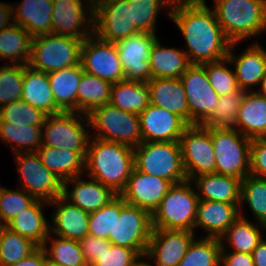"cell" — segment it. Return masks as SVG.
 Instances as JSON below:
<instances>
[{
	"label": "cell",
	"instance_id": "obj_57",
	"mask_svg": "<svg viewBox=\"0 0 266 266\" xmlns=\"http://www.w3.org/2000/svg\"><path fill=\"white\" fill-rule=\"evenodd\" d=\"M253 91H256L259 95L266 97V75L264 76V78L260 82L259 90L253 89Z\"/></svg>",
	"mask_w": 266,
	"mask_h": 266
},
{
	"label": "cell",
	"instance_id": "obj_39",
	"mask_svg": "<svg viewBox=\"0 0 266 266\" xmlns=\"http://www.w3.org/2000/svg\"><path fill=\"white\" fill-rule=\"evenodd\" d=\"M245 94V90L238 89L219 96L217 106L200 125L206 128L235 129L238 111Z\"/></svg>",
	"mask_w": 266,
	"mask_h": 266
},
{
	"label": "cell",
	"instance_id": "obj_56",
	"mask_svg": "<svg viewBox=\"0 0 266 266\" xmlns=\"http://www.w3.org/2000/svg\"><path fill=\"white\" fill-rule=\"evenodd\" d=\"M254 266H266V240L262 239L252 252Z\"/></svg>",
	"mask_w": 266,
	"mask_h": 266
},
{
	"label": "cell",
	"instance_id": "obj_4",
	"mask_svg": "<svg viewBox=\"0 0 266 266\" xmlns=\"http://www.w3.org/2000/svg\"><path fill=\"white\" fill-rule=\"evenodd\" d=\"M198 202L190 180L173 184L152 214V228L195 232Z\"/></svg>",
	"mask_w": 266,
	"mask_h": 266
},
{
	"label": "cell",
	"instance_id": "obj_35",
	"mask_svg": "<svg viewBox=\"0 0 266 266\" xmlns=\"http://www.w3.org/2000/svg\"><path fill=\"white\" fill-rule=\"evenodd\" d=\"M33 37L16 23L0 30V59L10 64L28 65L31 58Z\"/></svg>",
	"mask_w": 266,
	"mask_h": 266
},
{
	"label": "cell",
	"instance_id": "obj_30",
	"mask_svg": "<svg viewBox=\"0 0 266 266\" xmlns=\"http://www.w3.org/2000/svg\"><path fill=\"white\" fill-rule=\"evenodd\" d=\"M36 152L43 165L63 182L85 171L86 151L41 146Z\"/></svg>",
	"mask_w": 266,
	"mask_h": 266
},
{
	"label": "cell",
	"instance_id": "obj_53",
	"mask_svg": "<svg viewBox=\"0 0 266 266\" xmlns=\"http://www.w3.org/2000/svg\"><path fill=\"white\" fill-rule=\"evenodd\" d=\"M221 244V266H254V261L251 254L238 253L234 251L225 253L226 247L224 246V243Z\"/></svg>",
	"mask_w": 266,
	"mask_h": 266
},
{
	"label": "cell",
	"instance_id": "obj_29",
	"mask_svg": "<svg viewBox=\"0 0 266 266\" xmlns=\"http://www.w3.org/2000/svg\"><path fill=\"white\" fill-rule=\"evenodd\" d=\"M22 100L41 110L47 116L63 112L56 104L48 74L24 65Z\"/></svg>",
	"mask_w": 266,
	"mask_h": 266
},
{
	"label": "cell",
	"instance_id": "obj_59",
	"mask_svg": "<svg viewBox=\"0 0 266 266\" xmlns=\"http://www.w3.org/2000/svg\"><path fill=\"white\" fill-rule=\"evenodd\" d=\"M6 228L5 222L2 220L1 214H0V236L2 235L3 230Z\"/></svg>",
	"mask_w": 266,
	"mask_h": 266
},
{
	"label": "cell",
	"instance_id": "obj_1",
	"mask_svg": "<svg viewBox=\"0 0 266 266\" xmlns=\"http://www.w3.org/2000/svg\"><path fill=\"white\" fill-rule=\"evenodd\" d=\"M166 13L183 34L189 48L184 52L191 64L202 65L227 57L232 42L205 0L174 1Z\"/></svg>",
	"mask_w": 266,
	"mask_h": 266
},
{
	"label": "cell",
	"instance_id": "obj_32",
	"mask_svg": "<svg viewBox=\"0 0 266 266\" xmlns=\"http://www.w3.org/2000/svg\"><path fill=\"white\" fill-rule=\"evenodd\" d=\"M83 72L79 64L48 73L55 104L63 112H77V92Z\"/></svg>",
	"mask_w": 266,
	"mask_h": 266
},
{
	"label": "cell",
	"instance_id": "obj_42",
	"mask_svg": "<svg viewBox=\"0 0 266 266\" xmlns=\"http://www.w3.org/2000/svg\"><path fill=\"white\" fill-rule=\"evenodd\" d=\"M247 202L257 224L266 225V179L247 175L241 180L240 206Z\"/></svg>",
	"mask_w": 266,
	"mask_h": 266
},
{
	"label": "cell",
	"instance_id": "obj_48",
	"mask_svg": "<svg viewBox=\"0 0 266 266\" xmlns=\"http://www.w3.org/2000/svg\"><path fill=\"white\" fill-rule=\"evenodd\" d=\"M227 57L220 61L202 64L211 87L218 96L227 95L239 88L234 71L226 67Z\"/></svg>",
	"mask_w": 266,
	"mask_h": 266
},
{
	"label": "cell",
	"instance_id": "obj_28",
	"mask_svg": "<svg viewBox=\"0 0 266 266\" xmlns=\"http://www.w3.org/2000/svg\"><path fill=\"white\" fill-rule=\"evenodd\" d=\"M235 129L251 140L266 138V97L256 91L246 92L240 104Z\"/></svg>",
	"mask_w": 266,
	"mask_h": 266
},
{
	"label": "cell",
	"instance_id": "obj_22",
	"mask_svg": "<svg viewBox=\"0 0 266 266\" xmlns=\"http://www.w3.org/2000/svg\"><path fill=\"white\" fill-rule=\"evenodd\" d=\"M72 183L74 186L69 192L67 187ZM117 195L110 187L92 178L87 181L82 180L81 176H76L63 182L62 196L88 213L99 210Z\"/></svg>",
	"mask_w": 266,
	"mask_h": 266
},
{
	"label": "cell",
	"instance_id": "obj_7",
	"mask_svg": "<svg viewBox=\"0 0 266 266\" xmlns=\"http://www.w3.org/2000/svg\"><path fill=\"white\" fill-rule=\"evenodd\" d=\"M83 41L54 33L34 37L28 65L47 74L79 65Z\"/></svg>",
	"mask_w": 266,
	"mask_h": 266
},
{
	"label": "cell",
	"instance_id": "obj_51",
	"mask_svg": "<svg viewBox=\"0 0 266 266\" xmlns=\"http://www.w3.org/2000/svg\"><path fill=\"white\" fill-rule=\"evenodd\" d=\"M250 175L266 179V138L252 139L250 145Z\"/></svg>",
	"mask_w": 266,
	"mask_h": 266
},
{
	"label": "cell",
	"instance_id": "obj_14",
	"mask_svg": "<svg viewBox=\"0 0 266 266\" xmlns=\"http://www.w3.org/2000/svg\"><path fill=\"white\" fill-rule=\"evenodd\" d=\"M81 65L84 72L112 84L124 80V71L116 44L105 42L95 34L83 41Z\"/></svg>",
	"mask_w": 266,
	"mask_h": 266
},
{
	"label": "cell",
	"instance_id": "obj_31",
	"mask_svg": "<svg viewBox=\"0 0 266 266\" xmlns=\"http://www.w3.org/2000/svg\"><path fill=\"white\" fill-rule=\"evenodd\" d=\"M45 204L48 205L49 202L37 199L29 208L16 215L6 227L42 247L51 235L50 225L42 211Z\"/></svg>",
	"mask_w": 266,
	"mask_h": 266
},
{
	"label": "cell",
	"instance_id": "obj_17",
	"mask_svg": "<svg viewBox=\"0 0 266 266\" xmlns=\"http://www.w3.org/2000/svg\"><path fill=\"white\" fill-rule=\"evenodd\" d=\"M157 39L155 33L138 32L115 43L124 80L148 82L152 79L149 57Z\"/></svg>",
	"mask_w": 266,
	"mask_h": 266
},
{
	"label": "cell",
	"instance_id": "obj_54",
	"mask_svg": "<svg viewBox=\"0 0 266 266\" xmlns=\"http://www.w3.org/2000/svg\"><path fill=\"white\" fill-rule=\"evenodd\" d=\"M11 266H46V254L42 247H38L32 254Z\"/></svg>",
	"mask_w": 266,
	"mask_h": 266
},
{
	"label": "cell",
	"instance_id": "obj_46",
	"mask_svg": "<svg viewBox=\"0 0 266 266\" xmlns=\"http://www.w3.org/2000/svg\"><path fill=\"white\" fill-rule=\"evenodd\" d=\"M23 64L0 66V107L22 98Z\"/></svg>",
	"mask_w": 266,
	"mask_h": 266
},
{
	"label": "cell",
	"instance_id": "obj_25",
	"mask_svg": "<svg viewBox=\"0 0 266 266\" xmlns=\"http://www.w3.org/2000/svg\"><path fill=\"white\" fill-rule=\"evenodd\" d=\"M147 85L150 104L180 116L188 124L187 96L180 78H153Z\"/></svg>",
	"mask_w": 266,
	"mask_h": 266
},
{
	"label": "cell",
	"instance_id": "obj_40",
	"mask_svg": "<svg viewBox=\"0 0 266 266\" xmlns=\"http://www.w3.org/2000/svg\"><path fill=\"white\" fill-rule=\"evenodd\" d=\"M222 244L220 239L202 237L193 239L178 266H220Z\"/></svg>",
	"mask_w": 266,
	"mask_h": 266
},
{
	"label": "cell",
	"instance_id": "obj_26",
	"mask_svg": "<svg viewBox=\"0 0 266 266\" xmlns=\"http://www.w3.org/2000/svg\"><path fill=\"white\" fill-rule=\"evenodd\" d=\"M13 6L14 22L33 38L52 33L53 0H23Z\"/></svg>",
	"mask_w": 266,
	"mask_h": 266
},
{
	"label": "cell",
	"instance_id": "obj_47",
	"mask_svg": "<svg viewBox=\"0 0 266 266\" xmlns=\"http://www.w3.org/2000/svg\"><path fill=\"white\" fill-rule=\"evenodd\" d=\"M37 199L19 188L11 190L0 186V214L7 225L16 215L29 208Z\"/></svg>",
	"mask_w": 266,
	"mask_h": 266
},
{
	"label": "cell",
	"instance_id": "obj_61",
	"mask_svg": "<svg viewBox=\"0 0 266 266\" xmlns=\"http://www.w3.org/2000/svg\"><path fill=\"white\" fill-rule=\"evenodd\" d=\"M96 0H86L85 2H95Z\"/></svg>",
	"mask_w": 266,
	"mask_h": 266
},
{
	"label": "cell",
	"instance_id": "obj_43",
	"mask_svg": "<svg viewBox=\"0 0 266 266\" xmlns=\"http://www.w3.org/2000/svg\"><path fill=\"white\" fill-rule=\"evenodd\" d=\"M38 246L31 240L5 228L0 236V266H11L32 254Z\"/></svg>",
	"mask_w": 266,
	"mask_h": 266
},
{
	"label": "cell",
	"instance_id": "obj_24",
	"mask_svg": "<svg viewBox=\"0 0 266 266\" xmlns=\"http://www.w3.org/2000/svg\"><path fill=\"white\" fill-rule=\"evenodd\" d=\"M239 210L236 204L199 200L195 228H203L207 233L205 237L221 239L240 216Z\"/></svg>",
	"mask_w": 266,
	"mask_h": 266
},
{
	"label": "cell",
	"instance_id": "obj_16",
	"mask_svg": "<svg viewBox=\"0 0 266 266\" xmlns=\"http://www.w3.org/2000/svg\"><path fill=\"white\" fill-rule=\"evenodd\" d=\"M82 1L53 0L52 33L82 40L94 34V2Z\"/></svg>",
	"mask_w": 266,
	"mask_h": 266
},
{
	"label": "cell",
	"instance_id": "obj_27",
	"mask_svg": "<svg viewBox=\"0 0 266 266\" xmlns=\"http://www.w3.org/2000/svg\"><path fill=\"white\" fill-rule=\"evenodd\" d=\"M199 200L236 204L240 208L241 180L217 173L199 175L191 180Z\"/></svg>",
	"mask_w": 266,
	"mask_h": 266
},
{
	"label": "cell",
	"instance_id": "obj_13",
	"mask_svg": "<svg viewBox=\"0 0 266 266\" xmlns=\"http://www.w3.org/2000/svg\"><path fill=\"white\" fill-rule=\"evenodd\" d=\"M137 33L132 22L131 4L127 0L94 2V34L99 39L116 43Z\"/></svg>",
	"mask_w": 266,
	"mask_h": 266
},
{
	"label": "cell",
	"instance_id": "obj_45",
	"mask_svg": "<svg viewBox=\"0 0 266 266\" xmlns=\"http://www.w3.org/2000/svg\"><path fill=\"white\" fill-rule=\"evenodd\" d=\"M46 114L20 99L0 107V122L13 125L43 126Z\"/></svg>",
	"mask_w": 266,
	"mask_h": 266
},
{
	"label": "cell",
	"instance_id": "obj_37",
	"mask_svg": "<svg viewBox=\"0 0 266 266\" xmlns=\"http://www.w3.org/2000/svg\"><path fill=\"white\" fill-rule=\"evenodd\" d=\"M240 216L235 220V222L227 229L225 234L221 237V243L228 242L232 247V251L238 253L252 254L253 250L263 239L260 227L266 229V225L252 224L244 216L241 210H239ZM225 238V239H224Z\"/></svg>",
	"mask_w": 266,
	"mask_h": 266
},
{
	"label": "cell",
	"instance_id": "obj_19",
	"mask_svg": "<svg viewBox=\"0 0 266 266\" xmlns=\"http://www.w3.org/2000/svg\"><path fill=\"white\" fill-rule=\"evenodd\" d=\"M194 238L192 231L152 229L145 255L153 266H178Z\"/></svg>",
	"mask_w": 266,
	"mask_h": 266
},
{
	"label": "cell",
	"instance_id": "obj_23",
	"mask_svg": "<svg viewBox=\"0 0 266 266\" xmlns=\"http://www.w3.org/2000/svg\"><path fill=\"white\" fill-rule=\"evenodd\" d=\"M48 205L56 206L53 213L50 232L56 236L80 241L88 235L89 214L78 206L71 204L63 196L57 197ZM58 206V207H57Z\"/></svg>",
	"mask_w": 266,
	"mask_h": 266
},
{
	"label": "cell",
	"instance_id": "obj_11",
	"mask_svg": "<svg viewBox=\"0 0 266 266\" xmlns=\"http://www.w3.org/2000/svg\"><path fill=\"white\" fill-rule=\"evenodd\" d=\"M179 143L187 180L191 181L203 174L216 173V157L210 128L200 124L188 125Z\"/></svg>",
	"mask_w": 266,
	"mask_h": 266
},
{
	"label": "cell",
	"instance_id": "obj_15",
	"mask_svg": "<svg viewBox=\"0 0 266 266\" xmlns=\"http://www.w3.org/2000/svg\"><path fill=\"white\" fill-rule=\"evenodd\" d=\"M188 102V125L201 124L217 106L219 96L211 87L203 65L191 64L180 77Z\"/></svg>",
	"mask_w": 266,
	"mask_h": 266
},
{
	"label": "cell",
	"instance_id": "obj_34",
	"mask_svg": "<svg viewBox=\"0 0 266 266\" xmlns=\"http://www.w3.org/2000/svg\"><path fill=\"white\" fill-rule=\"evenodd\" d=\"M109 103L123 111L139 115L150 104L147 82L123 80L114 83Z\"/></svg>",
	"mask_w": 266,
	"mask_h": 266
},
{
	"label": "cell",
	"instance_id": "obj_55",
	"mask_svg": "<svg viewBox=\"0 0 266 266\" xmlns=\"http://www.w3.org/2000/svg\"><path fill=\"white\" fill-rule=\"evenodd\" d=\"M14 23L13 4L0 2V30L4 29L5 27H9Z\"/></svg>",
	"mask_w": 266,
	"mask_h": 266
},
{
	"label": "cell",
	"instance_id": "obj_5",
	"mask_svg": "<svg viewBox=\"0 0 266 266\" xmlns=\"http://www.w3.org/2000/svg\"><path fill=\"white\" fill-rule=\"evenodd\" d=\"M134 168L172 184L187 180L179 142H142L134 147Z\"/></svg>",
	"mask_w": 266,
	"mask_h": 266
},
{
	"label": "cell",
	"instance_id": "obj_21",
	"mask_svg": "<svg viewBox=\"0 0 266 266\" xmlns=\"http://www.w3.org/2000/svg\"><path fill=\"white\" fill-rule=\"evenodd\" d=\"M239 42L231 43L227 64H234V73L240 89L248 92L251 86L256 87L266 75V50L259 44H251L240 55L232 53Z\"/></svg>",
	"mask_w": 266,
	"mask_h": 266
},
{
	"label": "cell",
	"instance_id": "obj_33",
	"mask_svg": "<svg viewBox=\"0 0 266 266\" xmlns=\"http://www.w3.org/2000/svg\"><path fill=\"white\" fill-rule=\"evenodd\" d=\"M153 78H180L191 65L187 54L179 49L162 46L157 39L149 57Z\"/></svg>",
	"mask_w": 266,
	"mask_h": 266
},
{
	"label": "cell",
	"instance_id": "obj_41",
	"mask_svg": "<svg viewBox=\"0 0 266 266\" xmlns=\"http://www.w3.org/2000/svg\"><path fill=\"white\" fill-rule=\"evenodd\" d=\"M57 237L50 242V246L49 239L42 246L48 260L62 266H88L79 241Z\"/></svg>",
	"mask_w": 266,
	"mask_h": 266
},
{
	"label": "cell",
	"instance_id": "obj_20",
	"mask_svg": "<svg viewBox=\"0 0 266 266\" xmlns=\"http://www.w3.org/2000/svg\"><path fill=\"white\" fill-rule=\"evenodd\" d=\"M142 142H179L188 124L178 115L159 106H149L139 114Z\"/></svg>",
	"mask_w": 266,
	"mask_h": 266
},
{
	"label": "cell",
	"instance_id": "obj_52",
	"mask_svg": "<svg viewBox=\"0 0 266 266\" xmlns=\"http://www.w3.org/2000/svg\"><path fill=\"white\" fill-rule=\"evenodd\" d=\"M79 244L88 266L97 260L106 248H110L112 245L108 239L98 238L89 234L81 239Z\"/></svg>",
	"mask_w": 266,
	"mask_h": 266
},
{
	"label": "cell",
	"instance_id": "obj_2",
	"mask_svg": "<svg viewBox=\"0 0 266 266\" xmlns=\"http://www.w3.org/2000/svg\"><path fill=\"white\" fill-rule=\"evenodd\" d=\"M85 158V172L90 178L118 195L125 189L134 168L133 147L90 137Z\"/></svg>",
	"mask_w": 266,
	"mask_h": 266
},
{
	"label": "cell",
	"instance_id": "obj_38",
	"mask_svg": "<svg viewBox=\"0 0 266 266\" xmlns=\"http://www.w3.org/2000/svg\"><path fill=\"white\" fill-rule=\"evenodd\" d=\"M0 139L6 144L9 143V146L11 143L14 154L36 152L42 146V126H22L0 122Z\"/></svg>",
	"mask_w": 266,
	"mask_h": 266
},
{
	"label": "cell",
	"instance_id": "obj_50",
	"mask_svg": "<svg viewBox=\"0 0 266 266\" xmlns=\"http://www.w3.org/2000/svg\"><path fill=\"white\" fill-rule=\"evenodd\" d=\"M139 257L134 249L111 245L90 266H131Z\"/></svg>",
	"mask_w": 266,
	"mask_h": 266
},
{
	"label": "cell",
	"instance_id": "obj_60",
	"mask_svg": "<svg viewBox=\"0 0 266 266\" xmlns=\"http://www.w3.org/2000/svg\"><path fill=\"white\" fill-rule=\"evenodd\" d=\"M46 266H62V265L56 264V263L48 260L47 257H46Z\"/></svg>",
	"mask_w": 266,
	"mask_h": 266
},
{
	"label": "cell",
	"instance_id": "obj_58",
	"mask_svg": "<svg viewBox=\"0 0 266 266\" xmlns=\"http://www.w3.org/2000/svg\"><path fill=\"white\" fill-rule=\"evenodd\" d=\"M146 258V255L140 256L131 266H152L151 264L140 261L139 259Z\"/></svg>",
	"mask_w": 266,
	"mask_h": 266
},
{
	"label": "cell",
	"instance_id": "obj_18",
	"mask_svg": "<svg viewBox=\"0 0 266 266\" xmlns=\"http://www.w3.org/2000/svg\"><path fill=\"white\" fill-rule=\"evenodd\" d=\"M172 185L164 178L133 168L125 189L119 195L126 203L147 210L152 215Z\"/></svg>",
	"mask_w": 266,
	"mask_h": 266
},
{
	"label": "cell",
	"instance_id": "obj_44",
	"mask_svg": "<svg viewBox=\"0 0 266 266\" xmlns=\"http://www.w3.org/2000/svg\"><path fill=\"white\" fill-rule=\"evenodd\" d=\"M131 4L132 22L138 32L155 33L156 18L160 9L169 8L173 0H127Z\"/></svg>",
	"mask_w": 266,
	"mask_h": 266
},
{
	"label": "cell",
	"instance_id": "obj_36",
	"mask_svg": "<svg viewBox=\"0 0 266 266\" xmlns=\"http://www.w3.org/2000/svg\"><path fill=\"white\" fill-rule=\"evenodd\" d=\"M112 83L83 72L77 92V112L88 115L110 102Z\"/></svg>",
	"mask_w": 266,
	"mask_h": 266
},
{
	"label": "cell",
	"instance_id": "obj_49",
	"mask_svg": "<svg viewBox=\"0 0 266 266\" xmlns=\"http://www.w3.org/2000/svg\"><path fill=\"white\" fill-rule=\"evenodd\" d=\"M115 225V198L99 210L89 214L88 234L108 239Z\"/></svg>",
	"mask_w": 266,
	"mask_h": 266
},
{
	"label": "cell",
	"instance_id": "obj_3",
	"mask_svg": "<svg viewBox=\"0 0 266 266\" xmlns=\"http://www.w3.org/2000/svg\"><path fill=\"white\" fill-rule=\"evenodd\" d=\"M213 11L226 37L242 42L266 30V0H215Z\"/></svg>",
	"mask_w": 266,
	"mask_h": 266
},
{
	"label": "cell",
	"instance_id": "obj_6",
	"mask_svg": "<svg viewBox=\"0 0 266 266\" xmlns=\"http://www.w3.org/2000/svg\"><path fill=\"white\" fill-rule=\"evenodd\" d=\"M152 215L144 209L115 197V225L108 238L112 245L134 249L140 256L146 254L152 232Z\"/></svg>",
	"mask_w": 266,
	"mask_h": 266
},
{
	"label": "cell",
	"instance_id": "obj_10",
	"mask_svg": "<svg viewBox=\"0 0 266 266\" xmlns=\"http://www.w3.org/2000/svg\"><path fill=\"white\" fill-rule=\"evenodd\" d=\"M81 118L84 119L83 122L80 120ZM84 125L90 126L86 114L60 112L48 115L42 126V146L71 151H87L92 135L88 134Z\"/></svg>",
	"mask_w": 266,
	"mask_h": 266
},
{
	"label": "cell",
	"instance_id": "obj_12",
	"mask_svg": "<svg viewBox=\"0 0 266 266\" xmlns=\"http://www.w3.org/2000/svg\"><path fill=\"white\" fill-rule=\"evenodd\" d=\"M22 188L38 200L51 202L63 195V181L49 171L37 152L15 153Z\"/></svg>",
	"mask_w": 266,
	"mask_h": 266
},
{
	"label": "cell",
	"instance_id": "obj_9",
	"mask_svg": "<svg viewBox=\"0 0 266 266\" xmlns=\"http://www.w3.org/2000/svg\"><path fill=\"white\" fill-rule=\"evenodd\" d=\"M87 116L90 127L97 131L93 136L97 139L133 148L142 143L138 114L123 111L107 103L93 109Z\"/></svg>",
	"mask_w": 266,
	"mask_h": 266
},
{
	"label": "cell",
	"instance_id": "obj_8",
	"mask_svg": "<svg viewBox=\"0 0 266 266\" xmlns=\"http://www.w3.org/2000/svg\"><path fill=\"white\" fill-rule=\"evenodd\" d=\"M215 152L216 173L243 180L250 175L252 140L236 129L210 128Z\"/></svg>",
	"mask_w": 266,
	"mask_h": 266
}]
</instances>
